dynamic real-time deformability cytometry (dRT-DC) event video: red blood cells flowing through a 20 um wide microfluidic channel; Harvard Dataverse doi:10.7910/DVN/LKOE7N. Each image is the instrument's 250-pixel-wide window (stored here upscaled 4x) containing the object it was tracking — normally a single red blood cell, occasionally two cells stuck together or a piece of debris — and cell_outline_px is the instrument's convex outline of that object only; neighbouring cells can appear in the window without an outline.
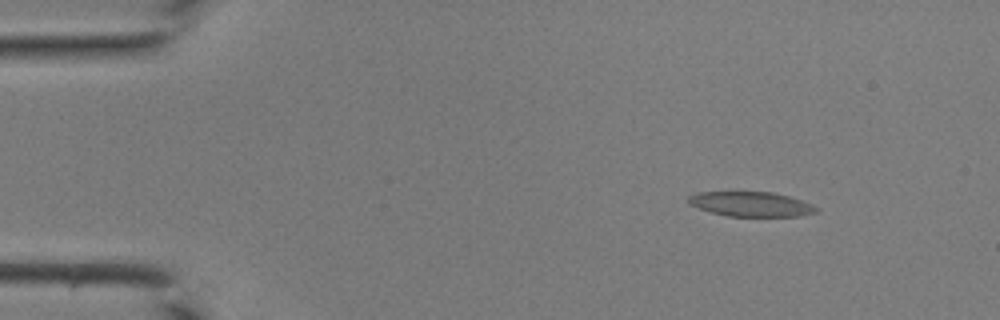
{"species": "common noctule bat (a hibernating species)", "species_latin": "Nyctalus noctula", "temperature_condition": "room temperature", "stored_images_in_passage": 42, "camera_frame_rate_fps": 3000, "um_per_image_px": 0.085, "animal": {"sex": "male", "body_mass_g": 19.0, "forearm_length_mm": 50.8}, "frame": {"image": 1, "passage_image": 3, "time_ms": 0.667, "image_size_px": [1000, 320], "cell_outline_px": [[820, 212], [800, 216], [728, 216], [712, 212], [688, 204], [688, 196], [696, 192], [772, 192], [788, 196], [812, 204], [820, 208]], "centroid_in_image_um": [63.87, 17.35], "position_along_channel_um": 21.1, "area_um2": 18.44}}
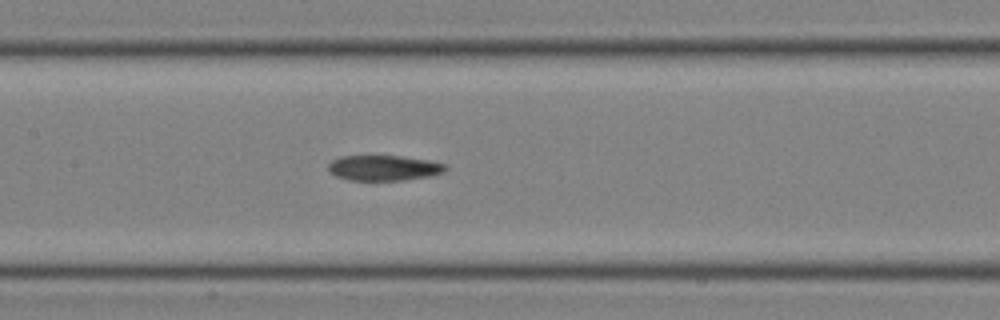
{"frame": {"image": 2, "passage_image": 19, "time_ms": 6.0, "image_size_px": [1000, 320], "cell_outline_px": [[448, 168], [444, 172], [428, 176], [404, 180], [348, 180], [336, 176], [328, 168], [328, 164], [332, 160], [340, 156], [400, 156], [428, 160], [444, 164]], "centroid_in_image_um": [32.61, 14.27], "position_along_channel_um": 174.8, "area_um2": 17.17}}
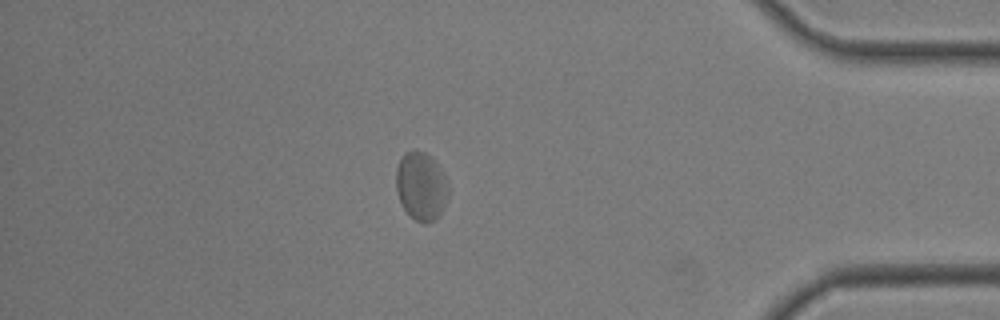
{"frame": {"image": 3, "passage_image": 36, "time_ms": 11.667, "image_size_px": [1000, 320], "cell_outline_px": [[448, 192], [440, 216], [428, 224], [424, 224], [416, 220], [404, 208], [400, 200], [396, 188], [396, 168], [404, 152], [424, 152], [436, 164], [448, 184]], "centroid_in_image_um": [35.78, 15.87], "position_along_channel_um": 399.4, "area_um2": 20.23}}